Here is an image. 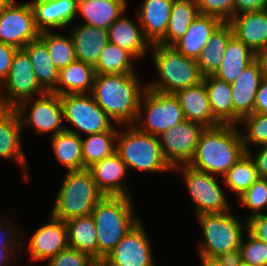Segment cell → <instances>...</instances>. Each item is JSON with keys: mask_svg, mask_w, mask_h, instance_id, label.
<instances>
[{"mask_svg": "<svg viewBox=\"0 0 267 266\" xmlns=\"http://www.w3.org/2000/svg\"><path fill=\"white\" fill-rule=\"evenodd\" d=\"M57 31L40 32L39 38L46 44L54 66L59 71L77 60V57L70 33L64 35Z\"/></svg>", "mask_w": 267, "mask_h": 266, "instance_id": "cell-39", "label": "cell"}, {"mask_svg": "<svg viewBox=\"0 0 267 266\" xmlns=\"http://www.w3.org/2000/svg\"><path fill=\"white\" fill-rule=\"evenodd\" d=\"M238 127H241L246 152L253 151V146L267 144V114L253 113L247 115L241 120ZM242 128L244 132H242Z\"/></svg>", "mask_w": 267, "mask_h": 266, "instance_id": "cell-40", "label": "cell"}, {"mask_svg": "<svg viewBox=\"0 0 267 266\" xmlns=\"http://www.w3.org/2000/svg\"><path fill=\"white\" fill-rule=\"evenodd\" d=\"M46 262V266H99L89 254L69 247Z\"/></svg>", "mask_w": 267, "mask_h": 266, "instance_id": "cell-43", "label": "cell"}, {"mask_svg": "<svg viewBox=\"0 0 267 266\" xmlns=\"http://www.w3.org/2000/svg\"><path fill=\"white\" fill-rule=\"evenodd\" d=\"M254 60L255 53L233 35L226 45L223 60L214 76L231 84Z\"/></svg>", "mask_w": 267, "mask_h": 266, "instance_id": "cell-29", "label": "cell"}, {"mask_svg": "<svg viewBox=\"0 0 267 266\" xmlns=\"http://www.w3.org/2000/svg\"><path fill=\"white\" fill-rule=\"evenodd\" d=\"M238 203L248 211L246 219L267 213V179L258 178L239 198Z\"/></svg>", "mask_w": 267, "mask_h": 266, "instance_id": "cell-41", "label": "cell"}, {"mask_svg": "<svg viewBox=\"0 0 267 266\" xmlns=\"http://www.w3.org/2000/svg\"><path fill=\"white\" fill-rule=\"evenodd\" d=\"M135 205L133 197L129 196H103L96 203L91 215L98 236V263L141 220Z\"/></svg>", "mask_w": 267, "mask_h": 266, "instance_id": "cell-3", "label": "cell"}, {"mask_svg": "<svg viewBox=\"0 0 267 266\" xmlns=\"http://www.w3.org/2000/svg\"><path fill=\"white\" fill-rule=\"evenodd\" d=\"M216 259L220 261L224 266H241L243 264L240 247L229 252L219 254Z\"/></svg>", "mask_w": 267, "mask_h": 266, "instance_id": "cell-52", "label": "cell"}, {"mask_svg": "<svg viewBox=\"0 0 267 266\" xmlns=\"http://www.w3.org/2000/svg\"><path fill=\"white\" fill-rule=\"evenodd\" d=\"M118 129L119 125L115 124L109 131L81 137L84 169L102 161L116 151Z\"/></svg>", "mask_w": 267, "mask_h": 266, "instance_id": "cell-35", "label": "cell"}, {"mask_svg": "<svg viewBox=\"0 0 267 266\" xmlns=\"http://www.w3.org/2000/svg\"><path fill=\"white\" fill-rule=\"evenodd\" d=\"M94 66L79 60L59 70L58 83L52 91L57 95L91 93L95 78Z\"/></svg>", "mask_w": 267, "mask_h": 266, "instance_id": "cell-28", "label": "cell"}, {"mask_svg": "<svg viewBox=\"0 0 267 266\" xmlns=\"http://www.w3.org/2000/svg\"><path fill=\"white\" fill-rule=\"evenodd\" d=\"M82 1H86V0H75L76 4L82 2Z\"/></svg>", "mask_w": 267, "mask_h": 266, "instance_id": "cell-57", "label": "cell"}, {"mask_svg": "<svg viewBox=\"0 0 267 266\" xmlns=\"http://www.w3.org/2000/svg\"><path fill=\"white\" fill-rule=\"evenodd\" d=\"M49 141L56 161L64 165L66 171L84 169L82 141L79 135L65 129L50 137Z\"/></svg>", "mask_w": 267, "mask_h": 266, "instance_id": "cell-33", "label": "cell"}, {"mask_svg": "<svg viewBox=\"0 0 267 266\" xmlns=\"http://www.w3.org/2000/svg\"><path fill=\"white\" fill-rule=\"evenodd\" d=\"M40 32L62 30L73 24L77 16L75 0H29Z\"/></svg>", "mask_w": 267, "mask_h": 266, "instance_id": "cell-21", "label": "cell"}, {"mask_svg": "<svg viewBox=\"0 0 267 266\" xmlns=\"http://www.w3.org/2000/svg\"><path fill=\"white\" fill-rule=\"evenodd\" d=\"M172 172L182 174L184 187L193 203L194 217L232 210L221 177L193 169L189 165L176 166Z\"/></svg>", "mask_w": 267, "mask_h": 266, "instance_id": "cell-8", "label": "cell"}, {"mask_svg": "<svg viewBox=\"0 0 267 266\" xmlns=\"http://www.w3.org/2000/svg\"><path fill=\"white\" fill-rule=\"evenodd\" d=\"M17 48L0 42V85L10 72Z\"/></svg>", "mask_w": 267, "mask_h": 266, "instance_id": "cell-47", "label": "cell"}, {"mask_svg": "<svg viewBox=\"0 0 267 266\" xmlns=\"http://www.w3.org/2000/svg\"><path fill=\"white\" fill-rule=\"evenodd\" d=\"M23 49L30 58L39 85L46 92H52L57 86L59 71L54 66L46 44L38 38L30 41Z\"/></svg>", "mask_w": 267, "mask_h": 266, "instance_id": "cell-32", "label": "cell"}, {"mask_svg": "<svg viewBox=\"0 0 267 266\" xmlns=\"http://www.w3.org/2000/svg\"><path fill=\"white\" fill-rule=\"evenodd\" d=\"M127 11L108 28L109 42L127 50L141 61L148 56L151 43L144 36L136 13L128 17Z\"/></svg>", "mask_w": 267, "mask_h": 266, "instance_id": "cell-20", "label": "cell"}, {"mask_svg": "<svg viewBox=\"0 0 267 266\" xmlns=\"http://www.w3.org/2000/svg\"><path fill=\"white\" fill-rule=\"evenodd\" d=\"M213 116L221 124L233 125V102L230 83L214 75L204 77Z\"/></svg>", "mask_w": 267, "mask_h": 266, "instance_id": "cell-34", "label": "cell"}, {"mask_svg": "<svg viewBox=\"0 0 267 266\" xmlns=\"http://www.w3.org/2000/svg\"><path fill=\"white\" fill-rule=\"evenodd\" d=\"M267 9V0H234V15Z\"/></svg>", "mask_w": 267, "mask_h": 266, "instance_id": "cell-49", "label": "cell"}, {"mask_svg": "<svg viewBox=\"0 0 267 266\" xmlns=\"http://www.w3.org/2000/svg\"><path fill=\"white\" fill-rule=\"evenodd\" d=\"M240 249L244 263L267 266V244L251 235L248 231L243 235Z\"/></svg>", "mask_w": 267, "mask_h": 266, "instance_id": "cell-42", "label": "cell"}, {"mask_svg": "<svg viewBox=\"0 0 267 266\" xmlns=\"http://www.w3.org/2000/svg\"><path fill=\"white\" fill-rule=\"evenodd\" d=\"M141 80L138 73L96 74L91 94L116 125H134L147 89Z\"/></svg>", "mask_w": 267, "mask_h": 266, "instance_id": "cell-1", "label": "cell"}, {"mask_svg": "<svg viewBox=\"0 0 267 266\" xmlns=\"http://www.w3.org/2000/svg\"><path fill=\"white\" fill-rule=\"evenodd\" d=\"M200 14L218 17L228 22L234 16V0H196Z\"/></svg>", "mask_w": 267, "mask_h": 266, "instance_id": "cell-44", "label": "cell"}, {"mask_svg": "<svg viewBox=\"0 0 267 266\" xmlns=\"http://www.w3.org/2000/svg\"><path fill=\"white\" fill-rule=\"evenodd\" d=\"M179 100L174 94L146 89L134 125L156 137L185 121Z\"/></svg>", "mask_w": 267, "mask_h": 266, "instance_id": "cell-9", "label": "cell"}, {"mask_svg": "<svg viewBox=\"0 0 267 266\" xmlns=\"http://www.w3.org/2000/svg\"><path fill=\"white\" fill-rule=\"evenodd\" d=\"M174 95L179 100L186 120L200 123L204 127L221 124L213 116L204 79L197 85L177 91Z\"/></svg>", "mask_w": 267, "mask_h": 266, "instance_id": "cell-24", "label": "cell"}, {"mask_svg": "<svg viewBox=\"0 0 267 266\" xmlns=\"http://www.w3.org/2000/svg\"><path fill=\"white\" fill-rule=\"evenodd\" d=\"M23 231L21 230V253L27 251L28 260L32 262L30 265L34 262L46 263L48 259L69 247L65 221L52 214H49L47 221L36 228L32 235L25 234ZM25 237L28 238L27 243Z\"/></svg>", "mask_w": 267, "mask_h": 266, "instance_id": "cell-13", "label": "cell"}, {"mask_svg": "<svg viewBox=\"0 0 267 266\" xmlns=\"http://www.w3.org/2000/svg\"><path fill=\"white\" fill-rule=\"evenodd\" d=\"M200 266H224L216 258H199Z\"/></svg>", "mask_w": 267, "mask_h": 266, "instance_id": "cell-54", "label": "cell"}, {"mask_svg": "<svg viewBox=\"0 0 267 266\" xmlns=\"http://www.w3.org/2000/svg\"><path fill=\"white\" fill-rule=\"evenodd\" d=\"M233 36L228 22H223L212 34L204 49L199 53L196 62L202 75H214L223 60L226 45Z\"/></svg>", "mask_w": 267, "mask_h": 266, "instance_id": "cell-31", "label": "cell"}, {"mask_svg": "<svg viewBox=\"0 0 267 266\" xmlns=\"http://www.w3.org/2000/svg\"><path fill=\"white\" fill-rule=\"evenodd\" d=\"M39 36L30 2L12 0L0 14V42L22 49Z\"/></svg>", "mask_w": 267, "mask_h": 266, "instance_id": "cell-14", "label": "cell"}, {"mask_svg": "<svg viewBox=\"0 0 267 266\" xmlns=\"http://www.w3.org/2000/svg\"><path fill=\"white\" fill-rule=\"evenodd\" d=\"M65 223L69 248L87 253L98 262V236L93 216L74 217Z\"/></svg>", "mask_w": 267, "mask_h": 266, "instance_id": "cell-30", "label": "cell"}, {"mask_svg": "<svg viewBox=\"0 0 267 266\" xmlns=\"http://www.w3.org/2000/svg\"><path fill=\"white\" fill-rule=\"evenodd\" d=\"M65 129L82 135L109 131L115 123L97 105L91 93L60 95ZM71 124V127L68 125ZM73 127V128H72Z\"/></svg>", "mask_w": 267, "mask_h": 266, "instance_id": "cell-11", "label": "cell"}, {"mask_svg": "<svg viewBox=\"0 0 267 266\" xmlns=\"http://www.w3.org/2000/svg\"><path fill=\"white\" fill-rule=\"evenodd\" d=\"M116 152L126 164L128 171L167 173L173 168L166 161L158 137L139 130L135 125L119 126Z\"/></svg>", "mask_w": 267, "mask_h": 266, "instance_id": "cell-5", "label": "cell"}, {"mask_svg": "<svg viewBox=\"0 0 267 266\" xmlns=\"http://www.w3.org/2000/svg\"><path fill=\"white\" fill-rule=\"evenodd\" d=\"M127 0H86L77 4L79 23L108 28L127 10ZM80 16L79 20L78 17ZM82 19V20H81Z\"/></svg>", "mask_w": 267, "mask_h": 266, "instance_id": "cell-25", "label": "cell"}, {"mask_svg": "<svg viewBox=\"0 0 267 266\" xmlns=\"http://www.w3.org/2000/svg\"><path fill=\"white\" fill-rule=\"evenodd\" d=\"M27 52L17 49L10 72L0 85V107L15 108L20 102L42 95Z\"/></svg>", "mask_w": 267, "mask_h": 266, "instance_id": "cell-12", "label": "cell"}, {"mask_svg": "<svg viewBox=\"0 0 267 266\" xmlns=\"http://www.w3.org/2000/svg\"><path fill=\"white\" fill-rule=\"evenodd\" d=\"M150 51L158 77L146 83L148 89L175 94L203 81L204 76L196 60L181 54L174 46L156 43L151 45Z\"/></svg>", "mask_w": 267, "mask_h": 266, "instance_id": "cell-4", "label": "cell"}, {"mask_svg": "<svg viewBox=\"0 0 267 266\" xmlns=\"http://www.w3.org/2000/svg\"><path fill=\"white\" fill-rule=\"evenodd\" d=\"M93 176L98 190L104 196H129L131 183H129V171L120 155L115 151L102 161L94 163L88 168Z\"/></svg>", "mask_w": 267, "mask_h": 266, "instance_id": "cell-18", "label": "cell"}, {"mask_svg": "<svg viewBox=\"0 0 267 266\" xmlns=\"http://www.w3.org/2000/svg\"><path fill=\"white\" fill-rule=\"evenodd\" d=\"M19 116L22 129L53 137L65 130L63 107L60 96L53 92L24 100L14 108Z\"/></svg>", "mask_w": 267, "mask_h": 266, "instance_id": "cell-10", "label": "cell"}, {"mask_svg": "<svg viewBox=\"0 0 267 266\" xmlns=\"http://www.w3.org/2000/svg\"><path fill=\"white\" fill-rule=\"evenodd\" d=\"M245 153L240 127L230 124L205 127L188 165L222 178Z\"/></svg>", "mask_w": 267, "mask_h": 266, "instance_id": "cell-2", "label": "cell"}, {"mask_svg": "<svg viewBox=\"0 0 267 266\" xmlns=\"http://www.w3.org/2000/svg\"><path fill=\"white\" fill-rule=\"evenodd\" d=\"M55 195L51 214L66 221L91 215L96 203L104 196L97 188L91 171H66Z\"/></svg>", "mask_w": 267, "mask_h": 266, "instance_id": "cell-6", "label": "cell"}, {"mask_svg": "<svg viewBox=\"0 0 267 266\" xmlns=\"http://www.w3.org/2000/svg\"><path fill=\"white\" fill-rule=\"evenodd\" d=\"M145 229L144 223L140 220L99 266H156L152 240Z\"/></svg>", "mask_w": 267, "mask_h": 266, "instance_id": "cell-15", "label": "cell"}, {"mask_svg": "<svg viewBox=\"0 0 267 266\" xmlns=\"http://www.w3.org/2000/svg\"><path fill=\"white\" fill-rule=\"evenodd\" d=\"M199 14L196 0H173L166 34L159 43L173 46L181 39L189 25Z\"/></svg>", "mask_w": 267, "mask_h": 266, "instance_id": "cell-36", "label": "cell"}, {"mask_svg": "<svg viewBox=\"0 0 267 266\" xmlns=\"http://www.w3.org/2000/svg\"><path fill=\"white\" fill-rule=\"evenodd\" d=\"M255 149L256 151L254 150L253 152L251 151H247V152L250 154V156L254 160L259 178L267 179V144L257 146Z\"/></svg>", "mask_w": 267, "mask_h": 266, "instance_id": "cell-48", "label": "cell"}, {"mask_svg": "<svg viewBox=\"0 0 267 266\" xmlns=\"http://www.w3.org/2000/svg\"><path fill=\"white\" fill-rule=\"evenodd\" d=\"M201 239L197 244L199 258H216L240 247L243 235L247 231V221L231 213L197 215Z\"/></svg>", "mask_w": 267, "mask_h": 266, "instance_id": "cell-7", "label": "cell"}, {"mask_svg": "<svg viewBox=\"0 0 267 266\" xmlns=\"http://www.w3.org/2000/svg\"><path fill=\"white\" fill-rule=\"evenodd\" d=\"M255 60L258 62L264 77H267V45L255 53Z\"/></svg>", "mask_w": 267, "mask_h": 266, "instance_id": "cell-53", "label": "cell"}, {"mask_svg": "<svg viewBox=\"0 0 267 266\" xmlns=\"http://www.w3.org/2000/svg\"><path fill=\"white\" fill-rule=\"evenodd\" d=\"M68 32L74 43L77 60L95 66L109 43L108 30L78 22Z\"/></svg>", "mask_w": 267, "mask_h": 266, "instance_id": "cell-26", "label": "cell"}, {"mask_svg": "<svg viewBox=\"0 0 267 266\" xmlns=\"http://www.w3.org/2000/svg\"><path fill=\"white\" fill-rule=\"evenodd\" d=\"M241 266H256V265H251V264H247V263L243 262V264Z\"/></svg>", "mask_w": 267, "mask_h": 266, "instance_id": "cell-56", "label": "cell"}, {"mask_svg": "<svg viewBox=\"0 0 267 266\" xmlns=\"http://www.w3.org/2000/svg\"><path fill=\"white\" fill-rule=\"evenodd\" d=\"M21 257V248H0V266H16Z\"/></svg>", "mask_w": 267, "mask_h": 266, "instance_id": "cell-50", "label": "cell"}, {"mask_svg": "<svg viewBox=\"0 0 267 266\" xmlns=\"http://www.w3.org/2000/svg\"><path fill=\"white\" fill-rule=\"evenodd\" d=\"M136 61L138 60L130 52L109 42L94 69L96 74L138 73Z\"/></svg>", "mask_w": 267, "mask_h": 266, "instance_id": "cell-37", "label": "cell"}, {"mask_svg": "<svg viewBox=\"0 0 267 266\" xmlns=\"http://www.w3.org/2000/svg\"><path fill=\"white\" fill-rule=\"evenodd\" d=\"M22 129L14 108L0 107V158L18 165L25 183H30V166L22 144ZM29 167V168H28Z\"/></svg>", "mask_w": 267, "mask_h": 266, "instance_id": "cell-17", "label": "cell"}, {"mask_svg": "<svg viewBox=\"0 0 267 266\" xmlns=\"http://www.w3.org/2000/svg\"><path fill=\"white\" fill-rule=\"evenodd\" d=\"M12 222H14L12 219L0 215V248H21V230L23 228Z\"/></svg>", "mask_w": 267, "mask_h": 266, "instance_id": "cell-45", "label": "cell"}, {"mask_svg": "<svg viewBox=\"0 0 267 266\" xmlns=\"http://www.w3.org/2000/svg\"><path fill=\"white\" fill-rule=\"evenodd\" d=\"M263 78L256 60L250 63L236 81L230 84L233 102V125L238 126L241 120L254 113L255 96Z\"/></svg>", "mask_w": 267, "mask_h": 266, "instance_id": "cell-19", "label": "cell"}, {"mask_svg": "<svg viewBox=\"0 0 267 266\" xmlns=\"http://www.w3.org/2000/svg\"><path fill=\"white\" fill-rule=\"evenodd\" d=\"M246 221L247 231L267 244V213L253 215Z\"/></svg>", "mask_w": 267, "mask_h": 266, "instance_id": "cell-46", "label": "cell"}, {"mask_svg": "<svg viewBox=\"0 0 267 266\" xmlns=\"http://www.w3.org/2000/svg\"><path fill=\"white\" fill-rule=\"evenodd\" d=\"M254 113L267 114V77L264 76L255 96Z\"/></svg>", "mask_w": 267, "mask_h": 266, "instance_id": "cell-51", "label": "cell"}, {"mask_svg": "<svg viewBox=\"0 0 267 266\" xmlns=\"http://www.w3.org/2000/svg\"><path fill=\"white\" fill-rule=\"evenodd\" d=\"M12 0H0V14Z\"/></svg>", "mask_w": 267, "mask_h": 266, "instance_id": "cell-55", "label": "cell"}, {"mask_svg": "<svg viewBox=\"0 0 267 266\" xmlns=\"http://www.w3.org/2000/svg\"><path fill=\"white\" fill-rule=\"evenodd\" d=\"M228 23L233 35L254 53L267 45V9L236 14Z\"/></svg>", "mask_w": 267, "mask_h": 266, "instance_id": "cell-23", "label": "cell"}, {"mask_svg": "<svg viewBox=\"0 0 267 266\" xmlns=\"http://www.w3.org/2000/svg\"><path fill=\"white\" fill-rule=\"evenodd\" d=\"M204 129L200 123L185 120L158 136L163 155L172 168L189 164Z\"/></svg>", "mask_w": 267, "mask_h": 266, "instance_id": "cell-16", "label": "cell"}, {"mask_svg": "<svg viewBox=\"0 0 267 266\" xmlns=\"http://www.w3.org/2000/svg\"><path fill=\"white\" fill-rule=\"evenodd\" d=\"M173 0H142L136 15L144 36L152 44L159 43L166 34Z\"/></svg>", "mask_w": 267, "mask_h": 266, "instance_id": "cell-22", "label": "cell"}, {"mask_svg": "<svg viewBox=\"0 0 267 266\" xmlns=\"http://www.w3.org/2000/svg\"><path fill=\"white\" fill-rule=\"evenodd\" d=\"M223 23L212 15L199 14L173 46L186 57L197 59L215 30Z\"/></svg>", "mask_w": 267, "mask_h": 266, "instance_id": "cell-27", "label": "cell"}, {"mask_svg": "<svg viewBox=\"0 0 267 266\" xmlns=\"http://www.w3.org/2000/svg\"><path fill=\"white\" fill-rule=\"evenodd\" d=\"M258 171L254 160L248 152L226 172L222 177L227 193H233V197L239 198L257 179ZM229 190V191H228Z\"/></svg>", "mask_w": 267, "mask_h": 266, "instance_id": "cell-38", "label": "cell"}]
</instances>
